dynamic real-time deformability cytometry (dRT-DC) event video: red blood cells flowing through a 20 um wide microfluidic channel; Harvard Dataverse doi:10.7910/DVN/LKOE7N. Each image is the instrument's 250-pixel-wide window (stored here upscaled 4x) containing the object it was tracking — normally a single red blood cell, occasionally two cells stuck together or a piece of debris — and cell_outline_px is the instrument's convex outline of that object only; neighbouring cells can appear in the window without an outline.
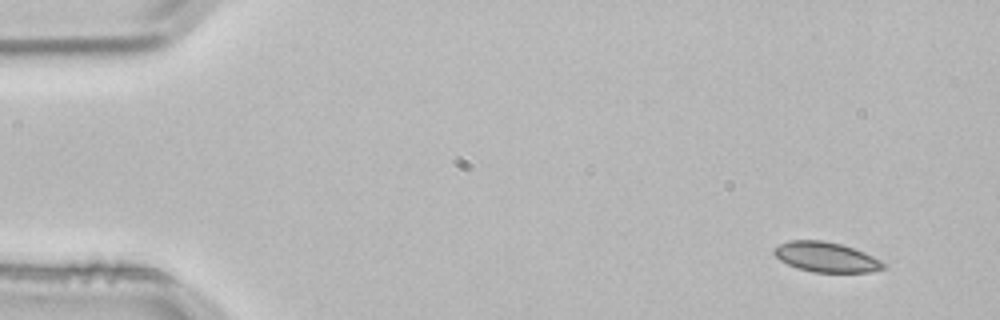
{"species": "common noctule bat (a hibernating species)", "species_latin": "Nyctalus noctula", "temperature_condition": "room temperature", "stored_images_in_passage": 4, "camera_frame_rate_fps": 3000, "um_per_image_px": 0.085, "animal": {"sex": "male", "body_mass_g": 21.5, "forearm_length_mm": 52.0}, "frame": {"image": 1, "passage_image": 1, "time_ms": 0.0, "image_size_px": [1000, 320], "cell_outline_px": [[888, 268], [872, 272], [816, 272], [796, 268], [780, 260], [772, 252], [780, 244], [788, 240], [820, 240], [840, 244], [864, 252], [888, 264]], "centroid_in_image_um": [70.26, 21.86], "position_along_channel_um": 14.7, "area_um2": 19.07}}